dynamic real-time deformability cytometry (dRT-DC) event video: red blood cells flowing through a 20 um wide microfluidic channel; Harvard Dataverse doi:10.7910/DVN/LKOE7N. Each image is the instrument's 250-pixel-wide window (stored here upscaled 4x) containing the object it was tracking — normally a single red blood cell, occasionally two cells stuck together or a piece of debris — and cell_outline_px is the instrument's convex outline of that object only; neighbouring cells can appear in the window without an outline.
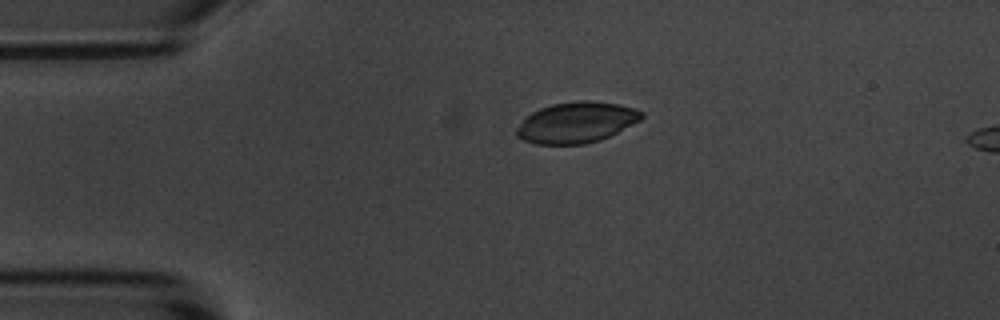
{"species": "common noctule bat (a hibernating species)", "species_latin": "Nyctalus noctula", "temperature_condition": "room temperature", "stored_images_in_passage": 44, "camera_frame_rate_fps": 3000, "um_per_image_px": 0.085, "animal": {"sex": "male", "body_mass_g": 20.1, "forearm_length_mm": 53.5}, "frame": {"image": 1, "passage_image": 1, "time_ms": 0.0, "image_size_px": [1000, 320], "cell_outline_px": [[644, 116], [640, 120], [600, 140], [584, 144], [536, 144], [524, 140], [516, 136], [516, 128], [524, 116], [540, 108], [552, 104], [580, 100], [588, 100], [616, 104], [636, 108], [644, 112]], "centroid_in_image_um": [48.96, 10.4], "position_along_channel_um": 36.0, "area_um2": 29.71}}
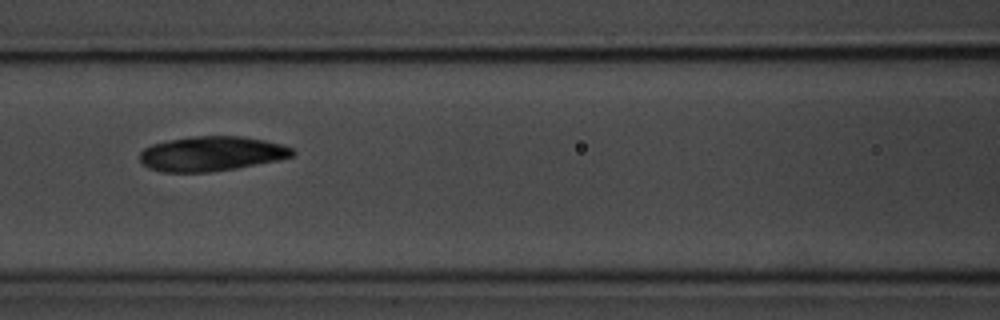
{"frame": {"image": 2, "passage_image": 13, "time_ms": 4.0, "image_size_px": [1000, 320], "cell_outline_px": [[296, 152], [292, 156], [280, 160], [236, 168], [208, 172], [164, 172], [148, 168], [140, 160], [140, 152], [144, 148], [152, 144], [168, 140], [192, 136], [244, 136], [264, 140], [280, 144], [292, 148]], "centroid_in_image_um": [17.98, 13.06], "position_along_channel_um": 148.6, "area_um2": 30.92}}
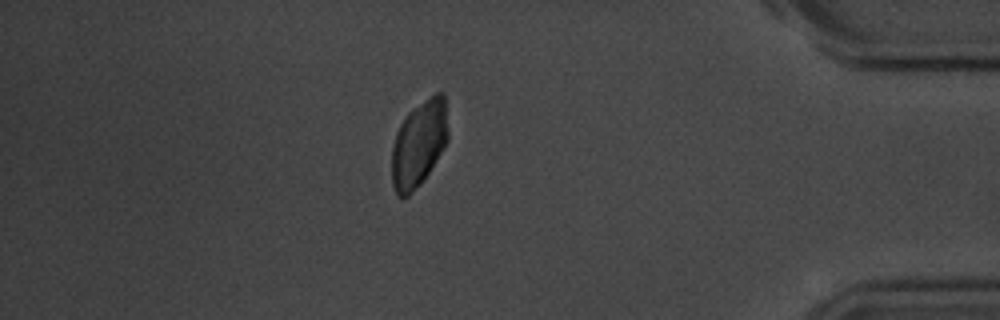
{"frame": {"image": 3, "passage_image": 37, "time_ms": 12.0, "image_size_px": [1000, 320], "cell_outline_px": [[448, 140], [424, 180], [404, 200], [396, 192], [392, 184], [392, 148], [396, 132], [404, 116], [412, 108], [436, 92], [444, 92], [448, 132]], "centroid_in_image_um": [35.6, 12.21], "position_along_channel_um": 399.6, "area_um2": 28.38}}